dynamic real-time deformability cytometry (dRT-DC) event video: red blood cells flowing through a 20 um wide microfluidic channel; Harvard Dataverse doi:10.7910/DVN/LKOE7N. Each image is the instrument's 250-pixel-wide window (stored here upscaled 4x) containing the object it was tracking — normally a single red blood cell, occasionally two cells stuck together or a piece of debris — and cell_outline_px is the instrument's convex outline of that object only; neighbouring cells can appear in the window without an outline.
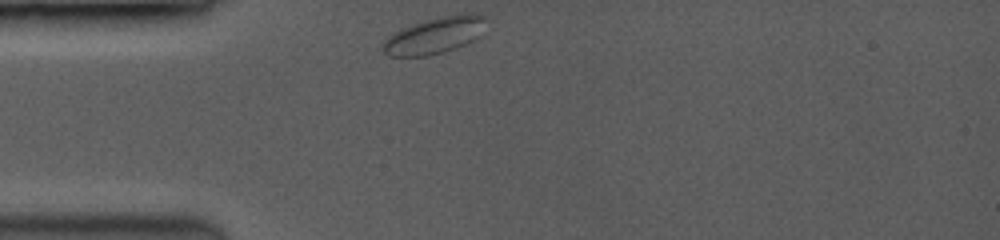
{"species": "common noctule bat (a hibernating species)", "species_latin": "Nyctalus noctula", "temperature_condition": "room temperature", "stored_images_in_passage": 18, "camera_frame_rate_fps": 3500, "um_per_image_px": 0.085, "animal": {"sex": "female", "body_mass_g": 19.0, "forearm_length_mm": 53.3}, "frame": {"image": 1, "passage_image": 1, "time_ms": 0.0, "image_size_px": [1000, 240], "cell_outline_px": [[488, 16], [480, 36], [464, 44], [428, 56], [388, 56], [380, 48], [380, 44], [392, 32], [400, 28], [424, 20], [440, 16], [464, 12], [476, 12]], "centroid_in_image_um": [36.93, 2.97], "position_along_channel_um": 48.1, "area_um2": 22.37}}
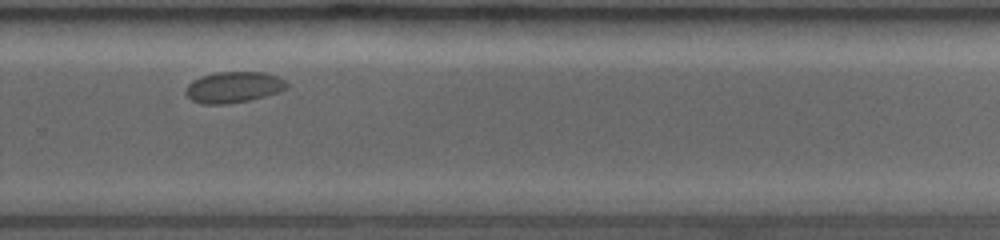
{"frame": {"image": 2, "passage_image": 16, "time_ms": 7.714, "image_size_px": [1000, 240], "cell_outline_px": [[288, 84], [284, 88], [276, 92], [264, 96], [248, 100], [224, 104], [204, 104], [192, 100], [184, 92], [188, 84], [192, 80], [200, 76], [220, 72], [264, 72], [276, 76], [284, 80]], "centroid_in_image_um": [19.8, 7.4], "position_along_channel_um": 310.0, "area_um2": 17.98}}
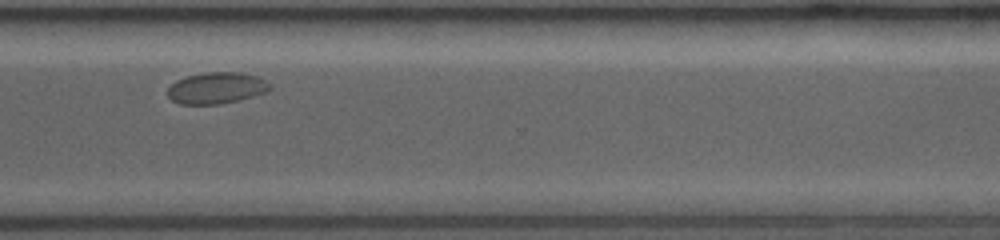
{"frame": {"image": 3, "passage_image": 17, "time_ms": 8.857, "image_size_px": [1000, 240], "cell_outline_px": [[268, 88], [264, 92], [252, 96], [220, 104], [180, 104], [172, 100], [168, 96], [168, 88], [176, 80], [188, 76], [204, 72], [240, 72], [256, 76], [264, 80], [268, 84]], "centroid_in_image_um": [18.34, 7.47], "position_along_channel_um": 352.3, "area_um2": 18.32}}